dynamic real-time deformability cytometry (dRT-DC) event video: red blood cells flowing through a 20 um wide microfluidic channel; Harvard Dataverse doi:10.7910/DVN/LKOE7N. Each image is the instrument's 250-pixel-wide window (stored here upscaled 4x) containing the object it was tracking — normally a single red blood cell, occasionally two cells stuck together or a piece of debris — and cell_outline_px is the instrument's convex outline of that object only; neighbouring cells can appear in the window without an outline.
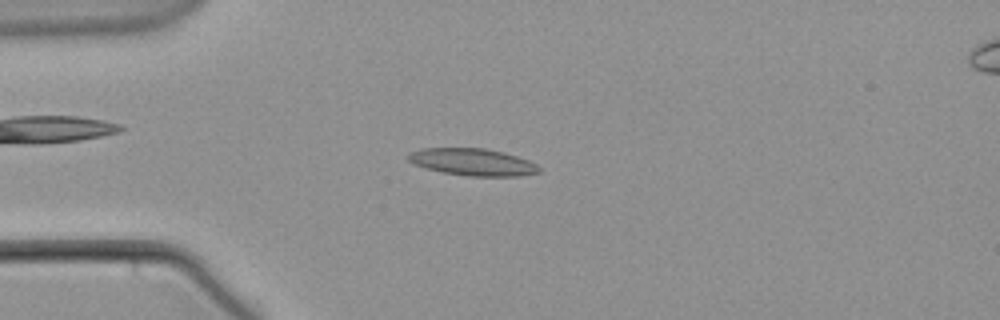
{"species": "common noctule bat (a hibernating species)", "species_latin": "Nyctalus noctula", "temperature_condition": "warm", "stored_images_in_passage": 58, "camera_frame_rate_fps": 3000, "um_per_image_px": 0.085, "animal": {"sex": "male", "body_mass_g": 21.5, "forearm_length_mm": 52.0}, "frame": {"image": 1, "passage_image": 15, "time_ms": 4.667, "image_size_px": [1000, 320], "cell_outline_px": [[540, 172], [520, 176], [468, 176], [444, 172], [428, 168], [416, 164], [408, 160], [404, 156], [408, 152], [420, 148], [488, 148], [504, 152], [528, 160], [536, 164], [540, 168]], "centroid_in_image_um": [40.16, 13.76], "position_along_channel_um": 44.8, "area_um2": 20.69}}
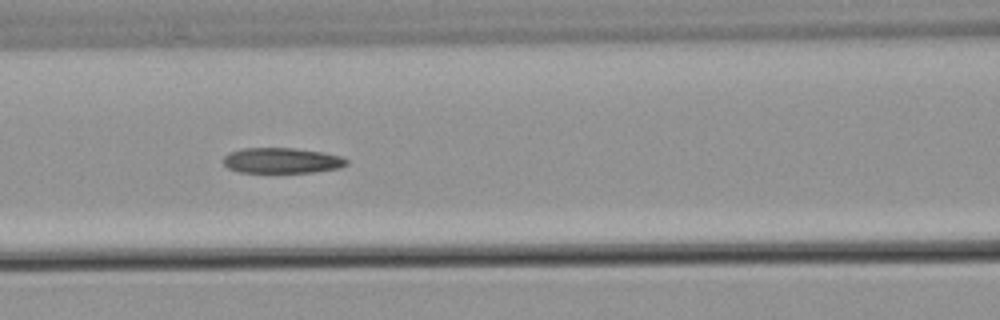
{"frame": {"image": 2, "passage_image": 25, "time_ms": 8.0, "image_size_px": [1000, 320], "cell_outline_px": [[348, 164], [340, 168], [312, 172], [240, 172], [228, 168], [224, 164], [224, 156], [228, 152], [240, 148], [296, 148], [324, 152], [340, 156], [348, 160]], "centroid_in_image_um": [23.96, 13.63], "position_along_channel_um": 142.6, "area_um2": 18.38}}
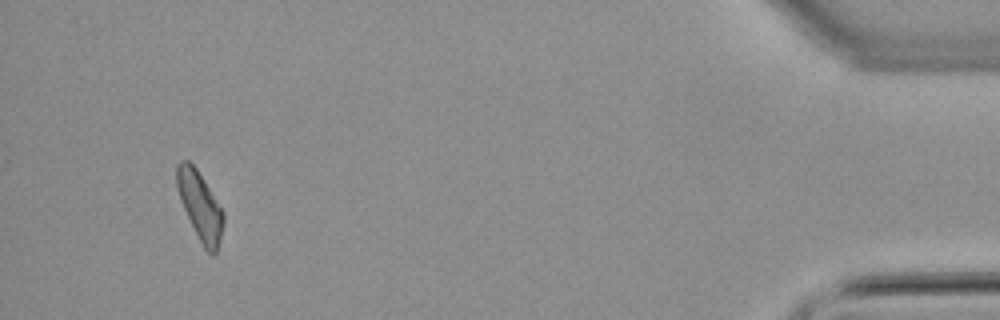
{"frame": {"image": 3, "passage_image": 55, "time_ms": 18.0, "image_size_px": [1000, 320], "cell_outline_px": [[224, 224], [220, 240], [216, 252], [212, 256], [204, 248], [180, 200], [176, 188], [176, 164], [180, 160], [188, 160], [196, 168], [224, 212]], "centroid_in_image_um": [16.99, 17.48], "position_along_channel_um": 418.2, "area_um2": 18.32}}